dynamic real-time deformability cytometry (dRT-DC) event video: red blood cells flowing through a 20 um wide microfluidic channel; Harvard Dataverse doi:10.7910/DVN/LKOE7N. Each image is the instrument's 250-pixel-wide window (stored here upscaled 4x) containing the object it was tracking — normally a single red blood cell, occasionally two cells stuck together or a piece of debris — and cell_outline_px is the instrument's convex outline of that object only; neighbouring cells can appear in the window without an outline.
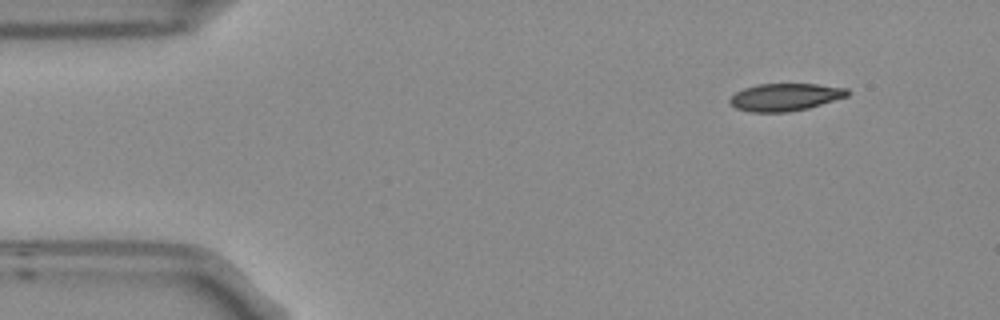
{"species": "Egyptian fruit bat (a non-hibernating species)", "species_latin": "Rousettus aegyptiacus", "temperature_condition": "room temperature", "stored_images_in_passage": 5, "camera_frame_rate_fps": 3000, "um_per_image_px": 0.085, "frame": {"image": 1, "passage_image": 1, "time_ms": 0.0, "image_size_px": [1000, 320], "cell_outline_px": [[852, 92], [848, 96], [808, 108], [788, 112], [748, 112], [736, 108], [728, 104], [728, 100], [736, 92], [744, 88], [756, 84], [816, 84], [848, 88]], "centroid_in_image_um": [66.73, 8.25], "position_along_channel_um": 18.3, "area_um2": 19.02}}
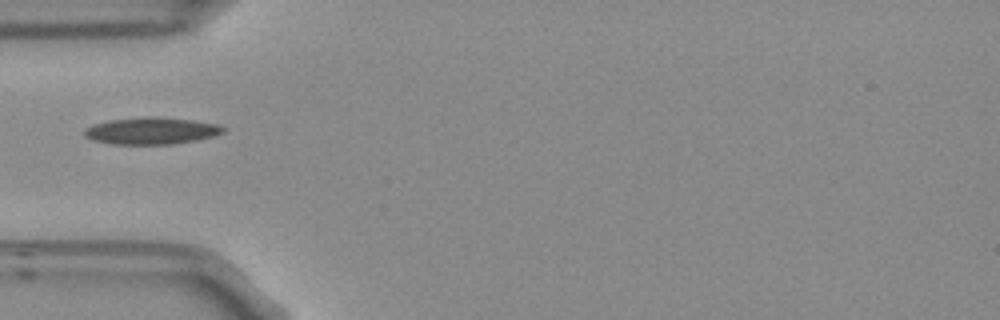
{"frame": {"image": 2, "passage_image": 4, "time_ms": 1.0, "image_size_px": [1000, 320], "cell_outline_px": [[228, 128], [224, 132], [212, 136], [196, 140], [172, 144], [112, 144], [92, 140], [84, 136], [84, 128], [92, 124], [108, 120], [144, 116], [148, 116], [192, 120], [216, 124]], "centroid_in_image_um": [12.82, 11.11], "position_along_channel_um": 72.2, "area_um2": 21.85}}